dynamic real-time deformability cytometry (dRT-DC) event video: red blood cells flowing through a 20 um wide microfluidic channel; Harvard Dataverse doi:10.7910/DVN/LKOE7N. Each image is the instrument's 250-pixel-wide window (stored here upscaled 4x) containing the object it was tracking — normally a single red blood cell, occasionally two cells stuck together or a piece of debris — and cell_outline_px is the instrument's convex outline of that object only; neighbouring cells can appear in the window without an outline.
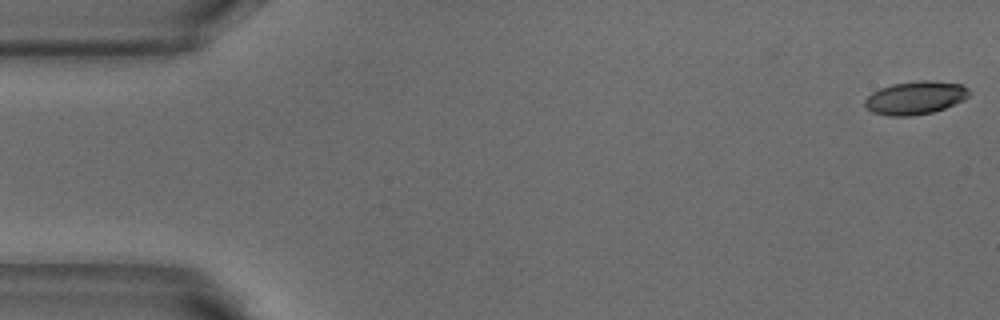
{"species": "common noctule bat (a hibernating species)", "species_latin": "Nyctalus noctula", "temperature_condition": "warm", "stored_images_in_passage": 5, "camera_frame_rate_fps": 3000, "um_per_image_px": 0.085, "animal": {"sex": "male", "body_mass_g": 18.8}, "frame": {"image": 1, "passage_image": 1, "time_ms": 0.0, "image_size_px": [1000, 320], "cell_outline_px": [[968, 96], [964, 100], [944, 108], [932, 112], [908, 116], [888, 116], [872, 112], [864, 104], [864, 100], [872, 92], [880, 88], [892, 84], [920, 80], [928, 80], [964, 84], [968, 88]], "centroid_in_image_um": [77.8, 8.3], "position_along_channel_um": 7.2, "area_um2": 20.11}}
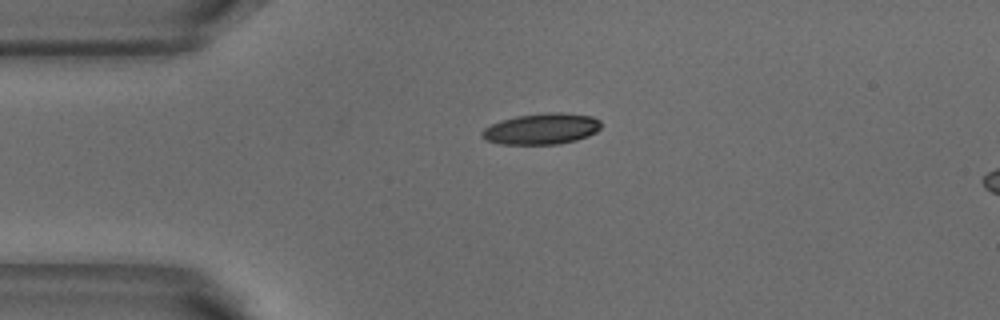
{"frame": {"image": 2, "passage_image": 4, "time_ms": 1.0, "image_size_px": [1000, 320], "cell_outline_px": [[600, 128], [596, 132], [588, 136], [576, 140], [556, 144], [500, 144], [484, 140], [480, 136], [480, 132], [484, 128], [500, 120], [516, 116], [548, 112], [564, 112], [592, 116], [600, 120]], "centroid_in_image_um": [46.01, 10.95], "position_along_channel_um": 39.0, "area_um2": 21.73}}